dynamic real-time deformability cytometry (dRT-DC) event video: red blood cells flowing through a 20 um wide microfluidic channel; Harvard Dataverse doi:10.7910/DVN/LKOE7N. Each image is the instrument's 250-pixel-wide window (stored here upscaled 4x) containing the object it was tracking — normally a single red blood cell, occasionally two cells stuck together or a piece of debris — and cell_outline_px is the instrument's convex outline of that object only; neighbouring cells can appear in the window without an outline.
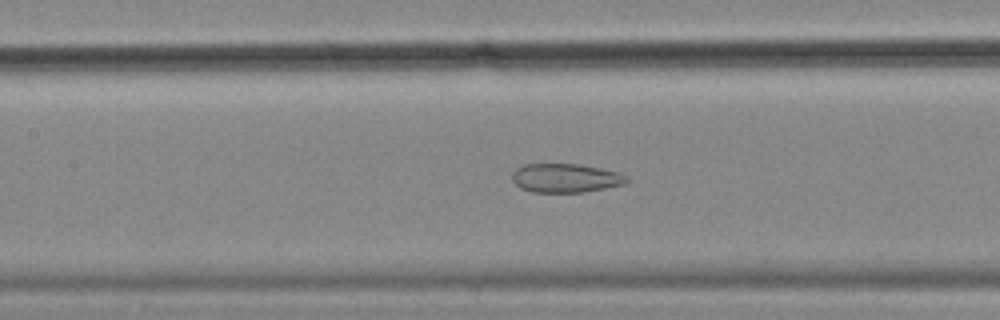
{"species": "common noctule bat (a hibernating species)", "species_latin": "Nyctalus noctula", "temperature_condition": "cold", "stored_images_in_passage": 56, "camera_frame_rate_fps": 3000, "um_per_image_px": 0.085, "animal": {"sex": "female", "body_mass_g": 18.4}, "frame": {"image": 1, "passage_image": 25, "time_ms": 8.0, "image_size_px": [1000, 320], "cell_outline_px": [[628, 184], [584, 192], [532, 192], [520, 188], [512, 180], [512, 172], [516, 168], [524, 164], [580, 164], [620, 172], [628, 176]], "centroid_in_image_um": [48.1, 15.13], "position_along_channel_um": 159.3, "area_um2": 19.54}}
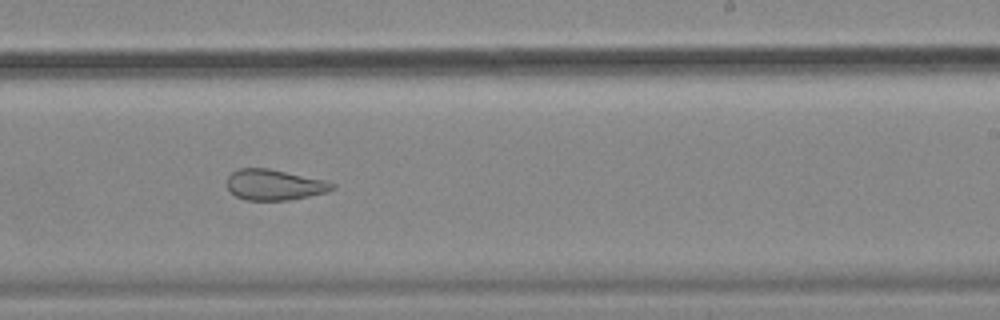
{"frame": {"image": 2, "passage_image": 34, "time_ms": 11.0, "image_size_px": [1000, 320], "cell_outline_px": [[336, 188], [328, 192], [288, 200], [244, 200], [236, 196], [228, 188], [228, 176], [232, 172], [240, 168], [268, 168], [324, 180], [336, 184]], "centroid_in_image_um": [23.34, 15.71], "position_along_channel_um": 265.7, "area_um2": 18.73}}
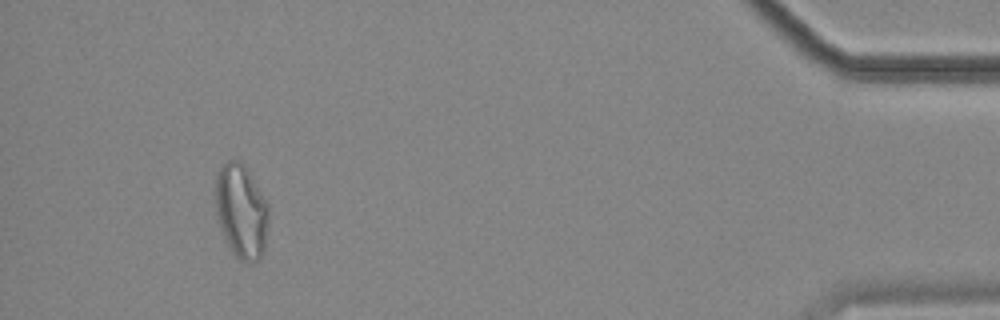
{"frame": {"image": 3, "passage_image": 52, "time_ms": 17.0, "image_size_px": [1000, 320], "cell_outline_px": [[268, 224], [264, 252], [256, 260], [240, 260], [232, 252], [216, 220], [216, 172], [228, 160], [240, 160], [248, 168], [268, 204]], "centroid_in_image_um": [20.51, 17.91], "position_along_channel_um": 414.7, "area_um2": 29.19}, "authors_computed_cell_mechanics": {"area_um2": 26.4724, "velocity_mm_per_s": 3.5668, "shape_relaxation_time_tau1_ms": null, "shape_relaxation_time_tau2_ms": 2.2892, "deformation_change_tau1": null, "deformation_change_tau2": 0.1054}}